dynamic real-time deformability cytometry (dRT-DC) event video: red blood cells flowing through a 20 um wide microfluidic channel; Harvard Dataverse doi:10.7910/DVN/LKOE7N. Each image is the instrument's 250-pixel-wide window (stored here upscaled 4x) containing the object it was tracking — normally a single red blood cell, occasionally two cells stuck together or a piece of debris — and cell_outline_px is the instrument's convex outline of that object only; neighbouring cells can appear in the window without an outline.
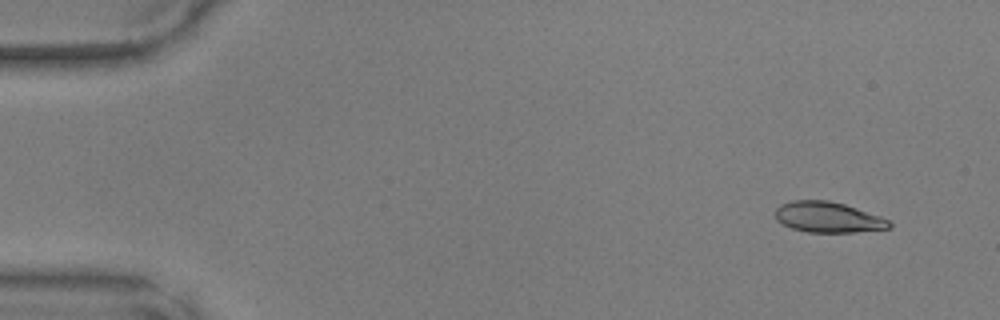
{"species": "common noctule bat (a hibernating species)", "species_latin": "Nyctalus noctula", "temperature_condition": "warm", "stored_images_in_passage": 49, "camera_frame_rate_fps": 3000, "um_per_image_px": 0.085, "animal": {"sex": "male", "body_mass_g": 17.9, "forearm_length_mm": 54.2}, "frame": {"image": 1, "passage_image": 4, "time_ms": 1.0, "image_size_px": [1000, 320], "cell_outline_px": [[892, 228], [856, 232], [808, 232], [792, 228], [776, 220], [776, 208], [780, 204], [792, 200], [828, 200], [844, 204], [880, 216], [888, 220], [892, 224]], "centroid_in_image_um": [70.38, 18.46], "position_along_channel_um": 14.6, "area_um2": 20.29}}
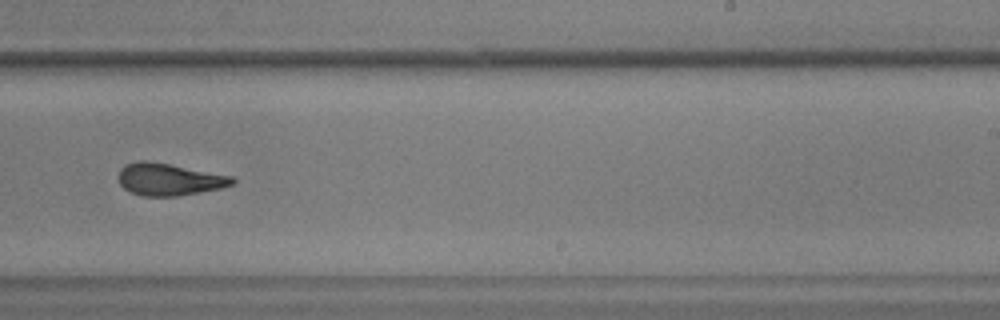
{"frame": {"image": 2, "passage_image": 31, "time_ms": 10.0, "image_size_px": [1000, 320], "cell_outline_px": [[236, 184], [220, 188], [176, 196], [140, 196], [124, 188], [120, 184], [116, 176], [120, 168], [124, 164], [136, 160], [144, 160], [168, 164], [232, 176], [236, 180]], "centroid_in_image_um": [14.32, 15.24], "position_along_channel_um": 274.7, "area_um2": 21.39}}
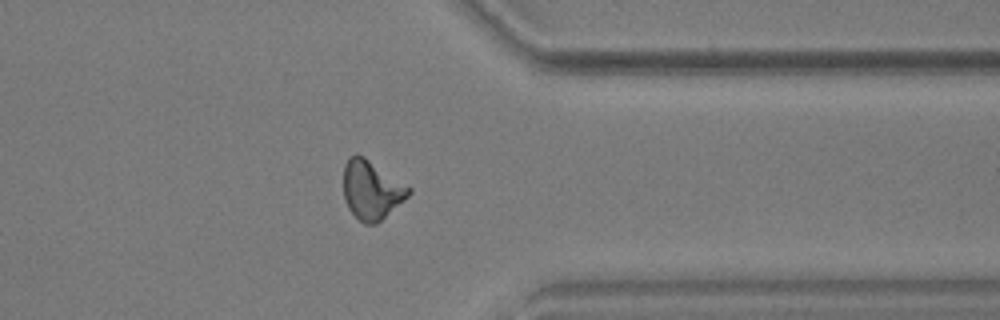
{"frame": {"image": 3, "passage_image": 39, "time_ms": 12.667, "image_size_px": [1000, 320], "cell_outline_px": [[412, 192], [404, 200], [376, 224], [364, 224], [348, 208], [344, 196], [344, 164], [356, 152], [364, 156], [412, 188]], "centroid_in_image_um": [31.59, 16.13], "position_along_channel_um": 379.8, "area_um2": 22.2}}